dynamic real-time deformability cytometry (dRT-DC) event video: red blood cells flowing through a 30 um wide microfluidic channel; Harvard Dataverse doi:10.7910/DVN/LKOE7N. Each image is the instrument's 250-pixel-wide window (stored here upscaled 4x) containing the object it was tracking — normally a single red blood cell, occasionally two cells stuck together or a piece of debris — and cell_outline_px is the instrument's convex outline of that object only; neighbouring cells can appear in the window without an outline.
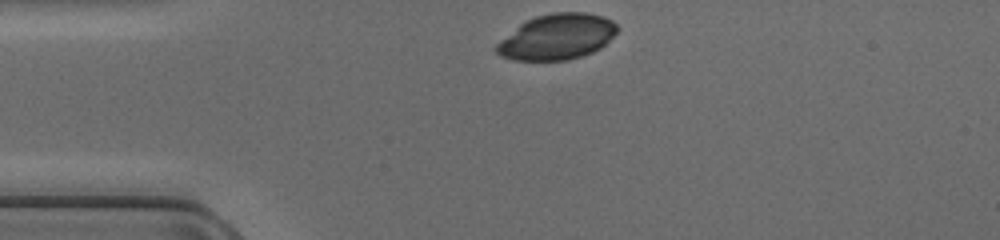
{"species": "common noctule bat (a hibernating species)", "species_latin": "Nyctalus noctula", "temperature_condition": "cold", "stored_images_in_passage": 30, "camera_frame_rate_fps": 3000, "um_per_image_px": 0.085, "animal": {"sex": "female", "body_mass_g": 17.0, "forearm_length_mm": 48.0}, "frame": {"image": 1, "passage_image": 1, "time_ms": 0.0, "image_size_px": [1000, 240], "cell_outline_px": [[620, 28], [600, 48], [592, 52], [568, 60], [512, 60], [500, 56], [496, 52], [496, 44], [500, 40], [520, 24], [536, 16], [552, 12], [584, 12], [604, 16], [612, 20]], "centroid_in_image_um": [47.34, 3.12], "position_along_channel_um": 37.7, "area_um2": 31.96}}
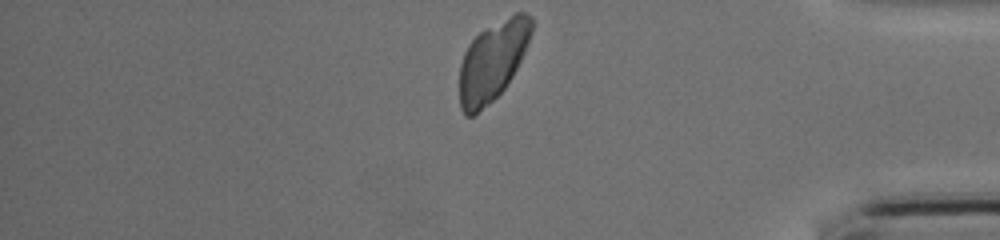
{"frame": {"image": 2, "passage_image": 30, "time_ms": 9.667, "image_size_px": [1000, 240], "cell_outline_px": [[532, 32], [524, 52], [512, 76], [504, 88], [488, 104], [472, 116], [464, 116], [460, 108], [460, 64], [464, 52], [468, 44], [480, 32], [516, 12], [524, 12], [532, 16]], "centroid_in_image_um": [41.85, 5.19], "position_along_channel_um": 393.3, "area_um2": 32.89}}